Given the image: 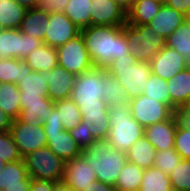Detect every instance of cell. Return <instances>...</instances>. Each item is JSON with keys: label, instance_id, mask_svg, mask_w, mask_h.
Masks as SVG:
<instances>
[{"label": "cell", "instance_id": "obj_1", "mask_svg": "<svg viewBox=\"0 0 190 191\" xmlns=\"http://www.w3.org/2000/svg\"><path fill=\"white\" fill-rule=\"evenodd\" d=\"M80 34L94 67L105 69L111 61L131 53L122 26L90 25Z\"/></svg>", "mask_w": 190, "mask_h": 191}, {"label": "cell", "instance_id": "obj_2", "mask_svg": "<svg viewBox=\"0 0 190 191\" xmlns=\"http://www.w3.org/2000/svg\"><path fill=\"white\" fill-rule=\"evenodd\" d=\"M17 85L21 105L18 119L29 125H43L54 108V101L48 97V83L43 73L32 71Z\"/></svg>", "mask_w": 190, "mask_h": 191}, {"label": "cell", "instance_id": "obj_3", "mask_svg": "<svg viewBox=\"0 0 190 191\" xmlns=\"http://www.w3.org/2000/svg\"><path fill=\"white\" fill-rule=\"evenodd\" d=\"M81 154L94 169L97 180L112 186L127 162L126 153L114 149L108 139L95 140Z\"/></svg>", "mask_w": 190, "mask_h": 191}, {"label": "cell", "instance_id": "obj_4", "mask_svg": "<svg viewBox=\"0 0 190 191\" xmlns=\"http://www.w3.org/2000/svg\"><path fill=\"white\" fill-rule=\"evenodd\" d=\"M130 103L108 106L110 130L108 141L114 149L126 153L144 135V128L131 115Z\"/></svg>", "mask_w": 190, "mask_h": 191}, {"label": "cell", "instance_id": "obj_5", "mask_svg": "<svg viewBox=\"0 0 190 191\" xmlns=\"http://www.w3.org/2000/svg\"><path fill=\"white\" fill-rule=\"evenodd\" d=\"M105 70L122 83L128 92L129 99L143 94L151 74L150 63L138 62L131 53L111 61Z\"/></svg>", "mask_w": 190, "mask_h": 191}, {"label": "cell", "instance_id": "obj_6", "mask_svg": "<svg viewBox=\"0 0 190 191\" xmlns=\"http://www.w3.org/2000/svg\"><path fill=\"white\" fill-rule=\"evenodd\" d=\"M122 31L128 41V49L138 62L149 63L166 46L165 39L149 24L130 25L125 23Z\"/></svg>", "mask_w": 190, "mask_h": 191}, {"label": "cell", "instance_id": "obj_7", "mask_svg": "<svg viewBox=\"0 0 190 191\" xmlns=\"http://www.w3.org/2000/svg\"><path fill=\"white\" fill-rule=\"evenodd\" d=\"M23 160L30 178L53 182L63 180L65 162L47 146L36 149Z\"/></svg>", "mask_w": 190, "mask_h": 191}, {"label": "cell", "instance_id": "obj_8", "mask_svg": "<svg viewBox=\"0 0 190 191\" xmlns=\"http://www.w3.org/2000/svg\"><path fill=\"white\" fill-rule=\"evenodd\" d=\"M102 89L104 68L93 67L76 75L70 98L78 107L106 104Z\"/></svg>", "mask_w": 190, "mask_h": 191}, {"label": "cell", "instance_id": "obj_9", "mask_svg": "<svg viewBox=\"0 0 190 191\" xmlns=\"http://www.w3.org/2000/svg\"><path fill=\"white\" fill-rule=\"evenodd\" d=\"M129 103L131 115L143 128L173 117V108L170 105L144 94L130 99Z\"/></svg>", "mask_w": 190, "mask_h": 191}, {"label": "cell", "instance_id": "obj_10", "mask_svg": "<svg viewBox=\"0 0 190 191\" xmlns=\"http://www.w3.org/2000/svg\"><path fill=\"white\" fill-rule=\"evenodd\" d=\"M56 51L58 65L74 75L94 67L81 34L56 48Z\"/></svg>", "mask_w": 190, "mask_h": 191}, {"label": "cell", "instance_id": "obj_11", "mask_svg": "<svg viewBox=\"0 0 190 191\" xmlns=\"http://www.w3.org/2000/svg\"><path fill=\"white\" fill-rule=\"evenodd\" d=\"M42 43L43 41L22 33L19 29H0V59L23 60Z\"/></svg>", "mask_w": 190, "mask_h": 191}, {"label": "cell", "instance_id": "obj_12", "mask_svg": "<svg viewBox=\"0 0 190 191\" xmlns=\"http://www.w3.org/2000/svg\"><path fill=\"white\" fill-rule=\"evenodd\" d=\"M10 134L18 147L22 159L36 149L47 145L43 125H29L15 119L12 122Z\"/></svg>", "mask_w": 190, "mask_h": 191}, {"label": "cell", "instance_id": "obj_13", "mask_svg": "<svg viewBox=\"0 0 190 191\" xmlns=\"http://www.w3.org/2000/svg\"><path fill=\"white\" fill-rule=\"evenodd\" d=\"M80 31L64 13H51L43 43L58 48L80 35Z\"/></svg>", "mask_w": 190, "mask_h": 191}, {"label": "cell", "instance_id": "obj_14", "mask_svg": "<svg viewBox=\"0 0 190 191\" xmlns=\"http://www.w3.org/2000/svg\"><path fill=\"white\" fill-rule=\"evenodd\" d=\"M94 169L80 154L74 159L65 162L63 182L75 191H85L91 182L96 181Z\"/></svg>", "mask_w": 190, "mask_h": 191}, {"label": "cell", "instance_id": "obj_15", "mask_svg": "<svg viewBox=\"0 0 190 191\" xmlns=\"http://www.w3.org/2000/svg\"><path fill=\"white\" fill-rule=\"evenodd\" d=\"M149 63L151 73L165 80L171 79L189 66L182 55L167 46L162 48Z\"/></svg>", "mask_w": 190, "mask_h": 191}, {"label": "cell", "instance_id": "obj_16", "mask_svg": "<svg viewBox=\"0 0 190 191\" xmlns=\"http://www.w3.org/2000/svg\"><path fill=\"white\" fill-rule=\"evenodd\" d=\"M90 11V25L123 26L127 13L114 0H94Z\"/></svg>", "mask_w": 190, "mask_h": 191}, {"label": "cell", "instance_id": "obj_17", "mask_svg": "<svg viewBox=\"0 0 190 191\" xmlns=\"http://www.w3.org/2000/svg\"><path fill=\"white\" fill-rule=\"evenodd\" d=\"M43 76L48 83V97L52 101L71 97L76 75L57 65Z\"/></svg>", "mask_w": 190, "mask_h": 191}, {"label": "cell", "instance_id": "obj_18", "mask_svg": "<svg viewBox=\"0 0 190 191\" xmlns=\"http://www.w3.org/2000/svg\"><path fill=\"white\" fill-rule=\"evenodd\" d=\"M82 121L90 124L89 131L95 140L107 139L110 130L108 105L80 106Z\"/></svg>", "mask_w": 190, "mask_h": 191}, {"label": "cell", "instance_id": "obj_19", "mask_svg": "<svg viewBox=\"0 0 190 191\" xmlns=\"http://www.w3.org/2000/svg\"><path fill=\"white\" fill-rule=\"evenodd\" d=\"M45 133L47 138L46 146L64 162L72 160L82 153V148L76 143L69 131L63 129L45 131Z\"/></svg>", "mask_w": 190, "mask_h": 191}, {"label": "cell", "instance_id": "obj_20", "mask_svg": "<svg viewBox=\"0 0 190 191\" xmlns=\"http://www.w3.org/2000/svg\"><path fill=\"white\" fill-rule=\"evenodd\" d=\"M177 124L172 117L170 120L157 122L144 128V136L155 147L156 151L174 148Z\"/></svg>", "mask_w": 190, "mask_h": 191}, {"label": "cell", "instance_id": "obj_21", "mask_svg": "<svg viewBox=\"0 0 190 191\" xmlns=\"http://www.w3.org/2000/svg\"><path fill=\"white\" fill-rule=\"evenodd\" d=\"M184 22L185 15L163 4L159 12L148 24L152 30H156L160 36L166 39Z\"/></svg>", "mask_w": 190, "mask_h": 191}, {"label": "cell", "instance_id": "obj_22", "mask_svg": "<svg viewBox=\"0 0 190 191\" xmlns=\"http://www.w3.org/2000/svg\"><path fill=\"white\" fill-rule=\"evenodd\" d=\"M171 107L190 103V65L167 80Z\"/></svg>", "mask_w": 190, "mask_h": 191}, {"label": "cell", "instance_id": "obj_23", "mask_svg": "<svg viewBox=\"0 0 190 191\" xmlns=\"http://www.w3.org/2000/svg\"><path fill=\"white\" fill-rule=\"evenodd\" d=\"M36 72H49L58 65L56 48L42 43L23 59Z\"/></svg>", "mask_w": 190, "mask_h": 191}, {"label": "cell", "instance_id": "obj_24", "mask_svg": "<svg viewBox=\"0 0 190 191\" xmlns=\"http://www.w3.org/2000/svg\"><path fill=\"white\" fill-rule=\"evenodd\" d=\"M155 156V147L144 135L126 152L127 161L136 164L143 169L154 166Z\"/></svg>", "mask_w": 190, "mask_h": 191}, {"label": "cell", "instance_id": "obj_25", "mask_svg": "<svg viewBox=\"0 0 190 191\" xmlns=\"http://www.w3.org/2000/svg\"><path fill=\"white\" fill-rule=\"evenodd\" d=\"M49 15V13L39 11L35 8L28 9L25 12L19 30L22 33L44 41Z\"/></svg>", "mask_w": 190, "mask_h": 191}, {"label": "cell", "instance_id": "obj_26", "mask_svg": "<svg viewBox=\"0 0 190 191\" xmlns=\"http://www.w3.org/2000/svg\"><path fill=\"white\" fill-rule=\"evenodd\" d=\"M163 4L157 0H135L132 9L127 13V23L130 25L150 23Z\"/></svg>", "mask_w": 190, "mask_h": 191}, {"label": "cell", "instance_id": "obj_27", "mask_svg": "<svg viewBox=\"0 0 190 191\" xmlns=\"http://www.w3.org/2000/svg\"><path fill=\"white\" fill-rule=\"evenodd\" d=\"M144 170L127 161L116 179L114 185L116 191H139Z\"/></svg>", "mask_w": 190, "mask_h": 191}, {"label": "cell", "instance_id": "obj_28", "mask_svg": "<svg viewBox=\"0 0 190 191\" xmlns=\"http://www.w3.org/2000/svg\"><path fill=\"white\" fill-rule=\"evenodd\" d=\"M30 72L32 69L24 60L18 58L0 59V83L18 84Z\"/></svg>", "mask_w": 190, "mask_h": 191}, {"label": "cell", "instance_id": "obj_29", "mask_svg": "<svg viewBox=\"0 0 190 191\" xmlns=\"http://www.w3.org/2000/svg\"><path fill=\"white\" fill-rule=\"evenodd\" d=\"M0 108L13 120L21 112L20 90L16 83H0Z\"/></svg>", "mask_w": 190, "mask_h": 191}, {"label": "cell", "instance_id": "obj_30", "mask_svg": "<svg viewBox=\"0 0 190 191\" xmlns=\"http://www.w3.org/2000/svg\"><path fill=\"white\" fill-rule=\"evenodd\" d=\"M25 12L14 0H0V29H19Z\"/></svg>", "mask_w": 190, "mask_h": 191}, {"label": "cell", "instance_id": "obj_31", "mask_svg": "<svg viewBox=\"0 0 190 191\" xmlns=\"http://www.w3.org/2000/svg\"><path fill=\"white\" fill-rule=\"evenodd\" d=\"M139 191H173L169 175L155 166L144 170Z\"/></svg>", "mask_w": 190, "mask_h": 191}, {"label": "cell", "instance_id": "obj_32", "mask_svg": "<svg viewBox=\"0 0 190 191\" xmlns=\"http://www.w3.org/2000/svg\"><path fill=\"white\" fill-rule=\"evenodd\" d=\"M54 107L65 130L70 131L80 124L82 120L81 111L71 98L55 101Z\"/></svg>", "mask_w": 190, "mask_h": 191}, {"label": "cell", "instance_id": "obj_33", "mask_svg": "<svg viewBox=\"0 0 190 191\" xmlns=\"http://www.w3.org/2000/svg\"><path fill=\"white\" fill-rule=\"evenodd\" d=\"M91 0H69L64 14L79 28L90 26Z\"/></svg>", "mask_w": 190, "mask_h": 191}, {"label": "cell", "instance_id": "obj_34", "mask_svg": "<svg viewBox=\"0 0 190 191\" xmlns=\"http://www.w3.org/2000/svg\"><path fill=\"white\" fill-rule=\"evenodd\" d=\"M166 46L176 50L190 65V26L184 22L166 39Z\"/></svg>", "mask_w": 190, "mask_h": 191}, {"label": "cell", "instance_id": "obj_35", "mask_svg": "<svg viewBox=\"0 0 190 191\" xmlns=\"http://www.w3.org/2000/svg\"><path fill=\"white\" fill-rule=\"evenodd\" d=\"M21 181H31L24 160L6 163L0 171V191H3L7 185L21 184Z\"/></svg>", "mask_w": 190, "mask_h": 191}, {"label": "cell", "instance_id": "obj_36", "mask_svg": "<svg viewBox=\"0 0 190 191\" xmlns=\"http://www.w3.org/2000/svg\"><path fill=\"white\" fill-rule=\"evenodd\" d=\"M104 99L108 106L129 102L126 88L113 75L104 69Z\"/></svg>", "mask_w": 190, "mask_h": 191}, {"label": "cell", "instance_id": "obj_37", "mask_svg": "<svg viewBox=\"0 0 190 191\" xmlns=\"http://www.w3.org/2000/svg\"><path fill=\"white\" fill-rule=\"evenodd\" d=\"M145 86L146 87L143 92L144 95L171 106V98L168 91L167 80L151 73Z\"/></svg>", "mask_w": 190, "mask_h": 191}, {"label": "cell", "instance_id": "obj_38", "mask_svg": "<svg viewBox=\"0 0 190 191\" xmlns=\"http://www.w3.org/2000/svg\"><path fill=\"white\" fill-rule=\"evenodd\" d=\"M169 178L173 191H190V160L181 159Z\"/></svg>", "mask_w": 190, "mask_h": 191}, {"label": "cell", "instance_id": "obj_39", "mask_svg": "<svg viewBox=\"0 0 190 191\" xmlns=\"http://www.w3.org/2000/svg\"><path fill=\"white\" fill-rule=\"evenodd\" d=\"M0 160H4L5 163L22 160L10 131L0 132Z\"/></svg>", "mask_w": 190, "mask_h": 191}, {"label": "cell", "instance_id": "obj_40", "mask_svg": "<svg viewBox=\"0 0 190 191\" xmlns=\"http://www.w3.org/2000/svg\"><path fill=\"white\" fill-rule=\"evenodd\" d=\"M182 158L174 148L156 151L154 166L169 175Z\"/></svg>", "mask_w": 190, "mask_h": 191}, {"label": "cell", "instance_id": "obj_41", "mask_svg": "<svg viewBox=\"0 0 190 191\" xmlns=\"http://www.w3.org/2000/svg\"><path fill=\"white\" fill-rule=\"evenodd\" d=\"M174 149L182 159L190 160V129L179 128L177 126Z\"/></svg>", "mask_w": 190, "mask_h": 191}, {"label": "cell", "instance_id": "obj_42", "mask_svg": "<svg viewBox=\"0 0 190 191\" xmlns=\"http://www.w3.org/2000/svg\"><path fill=\"white\" fill-rule=\"evenodd\" d=\"M88 128H90V124L81 120L79 125L69 131L82 150L95 141Z\"/></svg>", "mask_w": 190, "mask_h": 191}, {"label": "cell", "instance_id": "obj_43", "mask_svg": "<svg viewBox=\"0 0 190 191\" xmlns=\"http://www.w3.org/2000/svg\"><path fill=\"white\" fill-rule=\"evenodd\" d=\"M69 0H37L35 9L46 13H64Z\"/></svg>", "mask_w": 190, "mask_h": 191}, {"label": "cell", "instance_id": "obj_44", "mask_svg": "<svg viewBox=\"0 0 190 191\" xmlns=\"http://www.w3.org/2000/svg\"><path fill=\"white\" fill-rule=\"evenodd\" d=\"M173 117L179 128L190 129V103L175 106Z\"/></svg>", "mask_w": 190, "mask_h": 191}, {"label": "cell", "instance_id": "obj_45", "mask_svg": "<svg viewBox=\"0 0 190 191\" xmlns=\"http://www.w3.org/2000/svg\"><path fill=\"white\" fill-rule=\"evenodd\" d=\"M44 131L63 130L62 122L58 119V112L54 107L48 119L43 123Z\"/></svg>", "mask_w": 190, "mask_h": 191}, {"label": "cell", "instance_id": "obj_46", "mask_svg": "<svg viewBox=\"0 0 190 191\" xmlns=\"http://www.w3.org/2000/svg\"><path fill=\"white\" fill-rule=\"evenodd\" d=\"M55 186L56 182L31 178L30 191H54Z\"/></svg>", "mask_w": 190, "mask_h": 191}, {"label": "cell", "instance_id": "obj_47", "mask_svg": "<svg viewBox=\"0 0 190 191\" xmlns=\"http://www.w3.org/2000/svg\"><path fill=\"white\" fill-rule=\"evenodd\" d=\"M164 4L185 16L190 13V0H165Z\"/></svg>", "mask_w": 190, "mask_h": 191}, {"label": "cell", "instance_id": "obj_48", "mask_svg": "<svg viewBox=\"0 0 190 191\" xmlns=\"http://www.w3.org/2000/svg\"><path fill=\"white\" fill-rule=\"evenodd\" d=\"M85 191H116L115 187L99 180L93 181Z\"/></svg>", "mask_w": 190, "mask_h": 191}, {"label": "cell", "instance_id": "obj_49", "mask_svg": "<svg viewBox=\"0 0 190 191\" xmlns=\"http://www.w3.org/2000/svg\"><path fill=\"white\" fill-rule=\"evenodd\" d=\"M13 119L0 108V132L10 131Z\"/></svg>", "mask_w": 190, "mask_h": 191}, {"label": "cell", "instance_id": "obj_50", "mask_svg": "<svg viewBox=\"0 0 190 191\" xmlns=\"http://www.w3.org/2000/svg\"><path fill=\"white\" fill-rule=\"evenodd\" d=\"M31 181H21V184L7 185L3 191H30Z\"/></svg>", "mask_w": 190, "mask_h": 191}, {"label": "cell", "instance_id": "obj_51", "mask_svg": "<svg viewBox=\"0 0 190 191\" xmlns=\"http://www.w3.org/2000/svg\"><path fill=\"white\" fill-rule=\"evenodd\" d=\"M116 4L121 7L126 13H128L133 5L135 0H114Z\"/></svg>", "mask_w": 190, "mask_h": 191}, {"label": "cell", "instance_id": "obj_52", "mask_svg": "<svg viewBox=\"0 0 190 191\" xmlns=\"http://www.w3.org/2000/svg\"><path fill=\"white\" fill-rule=\"evenodd\" d=\"M14 1L20 4L26 10L34 9L37 2V0H14Z\"/></svg>", "mask_w": 190, "mask_h": 191}, {"label": "cell", "instance_id": "obj_53", "mask_svg": "<svg viewBox=\"0 0 190 191\" xmlns=\"http://www.w3.org/2000/svg\"><path fill=\"white\" fill-rule=\"evenodd\" d=\"M54 191H75V190H73L70 186L65 184L63 181H61V182H56Z\"/></svg>", "mask_w": 190, "mask_h": 191}, {"label": "cell", "instance_id": "obj_54", "mask_svg": "<svg viewBox=\"0 0 190 191\" xmlns=\"http://www.w3.org/2000/svg\"><path fill=\"white\" fill-rule=\"evenodd\" d=\"M6 163L4 162V160H0V171L3 170V168L5 167Z\"/></svg>", "mask_w": 190, "mask_h": 191}, {"label": "cell", "instance_id": "obj_55", "mask_svg": "<svg viewBox=\"0 0 190 191\" xmlns=\"http://www.w3.org/2000/svg\"><path fill=\"white\" fill-rule=\"evenodd\" d=\"M185 22H187L188 25L190 26V13L185 16Z\"/></svg>", "mask_w": 190, "mask_h": 191}]
</instances>
